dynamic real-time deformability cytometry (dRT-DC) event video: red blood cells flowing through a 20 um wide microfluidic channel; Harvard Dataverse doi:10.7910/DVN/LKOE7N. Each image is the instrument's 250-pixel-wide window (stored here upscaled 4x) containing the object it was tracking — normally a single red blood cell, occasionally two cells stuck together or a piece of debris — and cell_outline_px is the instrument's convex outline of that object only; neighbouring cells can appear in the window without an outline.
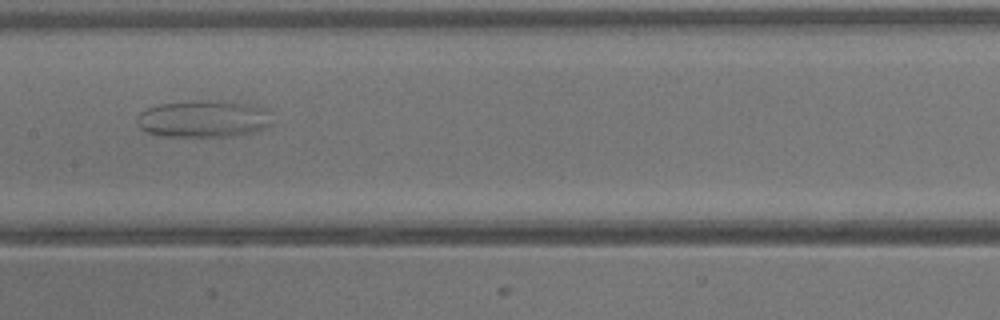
{"species": "common noctule bat (a hibernating species)", "species_latin": "Nyctalus noctula", "temperature_condition": "warm", "stored_images_in_passage": 40, "camera_frame_rate_fps": 3000, "um_per_image_px": 0.085, "animal": {"sex": "male", "body_mass_g": 13.3}, "frame": {"image": 1, "passage_image": 20, "time_ms": 6.333, "image_size_px": [1000, 320], "cell_outline_px": [[272, 124], [268, 128], [256, 132], [236, 136], [160, 136], [144, 132], [140, 128], [136, 120], [136, 116], [140, 112], [148, 108], [160, 104], [196, 100], [212, 100], [248, 104], [264, 108]], "centroid_in_image_um": [17.27, 10.11], "position_along_channel_um": 190.1, "area_um2": 29.36}}
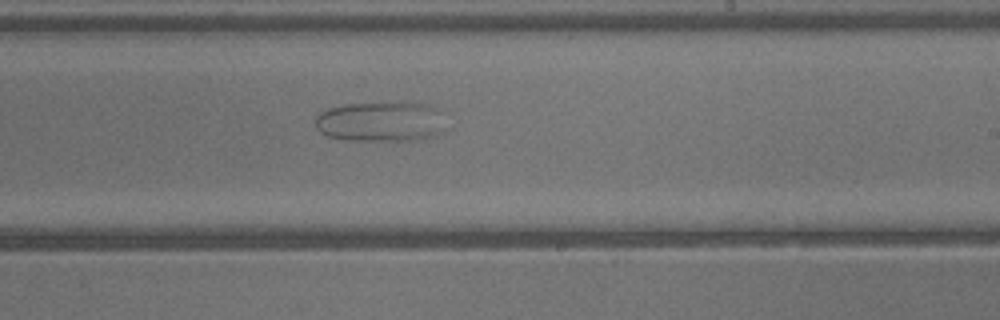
{"frame": {"image": 2, "passage_image": 24, "time_ms": 7.667, "image_size_px": [1000, 320], "cell_outline_px": [[448, 112], [444, 132], [432, 136], [416, 140], [352, 140], [328, 136], [320, 132], [316, 128], [316, 116], [320, 112], [328, 108], [344, 104], [428, 104], [444, 108]], "centroid_in_image_um": [32.49, 10.34], "position_along_channel_um": 256.5, "area_um2": 30.81}}
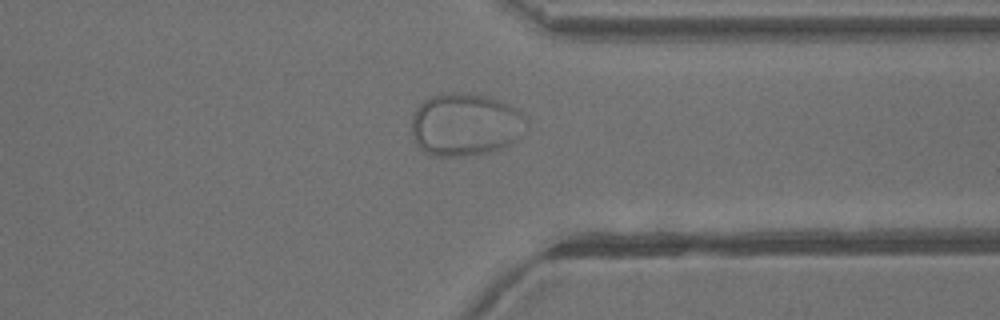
{"frame": {"image": 3, "passage_image": 31, "time_ms": 10.0, "image_size_px": [1000, 320], "cell_outline_px": [[520, 136], [512, 144], [504, 148], [488, 152], [460, 156], [428, 156], [416, 144], [412, 136], [412, 116], [416, 108], [424, 100], [432, 96], [444, 92], [488, 96], [508, 104], [520, 116]], "centroid_in_image_um": [39.43, 10.62], "position_along_channel_um": 372.0, "area_um2": 41.21}}